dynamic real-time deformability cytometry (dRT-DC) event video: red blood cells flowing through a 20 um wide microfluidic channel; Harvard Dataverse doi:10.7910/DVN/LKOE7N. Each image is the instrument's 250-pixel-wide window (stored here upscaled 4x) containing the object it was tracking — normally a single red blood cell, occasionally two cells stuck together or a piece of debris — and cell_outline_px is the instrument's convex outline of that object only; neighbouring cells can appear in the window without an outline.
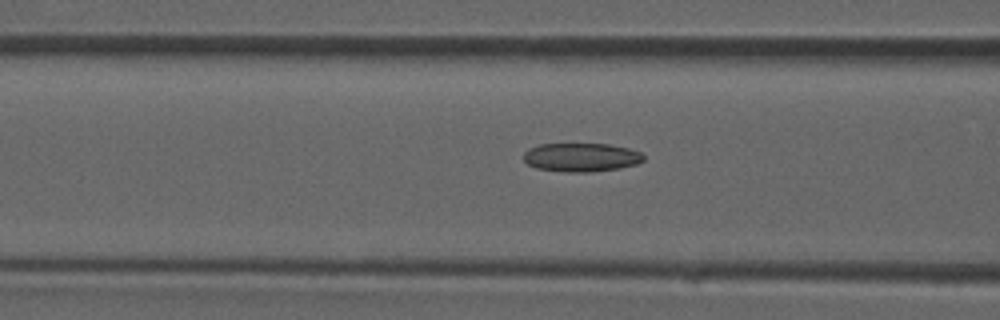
{"species": "common noctule bat (a hibernating species)", "species_latin": "Nyctalus noctula", "temperature_condition": "room temperature", "stored_images_in_passage": 23, "camera_frame_rate_fps": 3000, "um_per_image_px": 0.085, "animal": {"sex": "male", "forearm_length_mm": 52.5}, "frame": {"image": 1, "passage_image": 16, "time_ms": 5.0, "image_size_px": [1000, 320], "cell_outline_px": [[644, 160], [636, 164], [620, 168], [588, 172], [568, 172], [536, 168], [528, 164], [524, 160], [524, 152], [528, 148], [540, 144], [608, 144], [628, 148], [640, 152], [644, 156]], "centroid_in_image_um": [49.39, 13.37], "position_along_channel_um": 117.2, "area_um2": 20.0}}
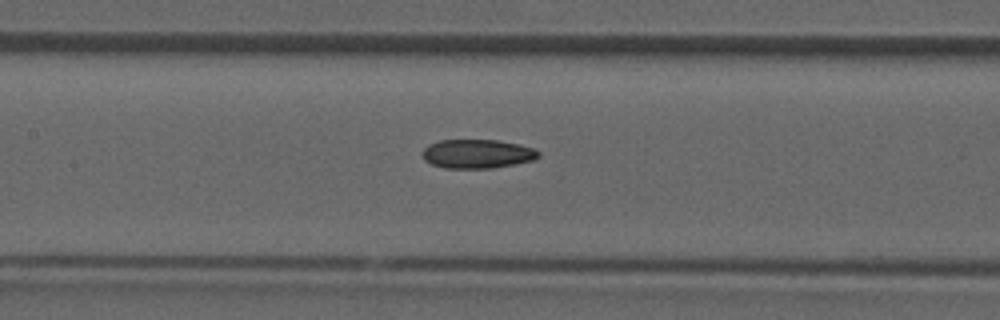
{"frame": {"image": 2, "passage_image": 19, "time_ms": 6.0, "image_size_px": [1000, 320], "cell_outline_px": [[540, 156], [536, 160], [492, 168], [444, 168], [432, 164], [424, 160], [424, 148], [428, 144], [440, 140], [496, 140], [520, 144], [536, 148], [540, 152]], "centroid_in_image_um": [40.62, 13.07], "position_along_channel_um": 166.8, "area_um2": 19.71}}
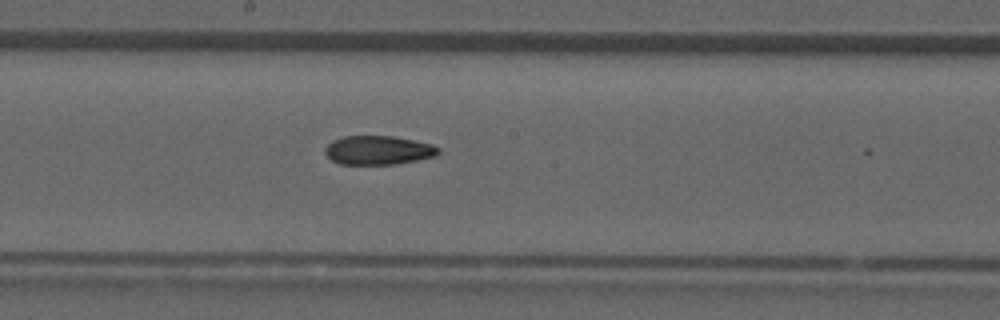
{"frame": {"image": 3, "passage_image": 22, "time_ms": 7.0, "image_size_px": [1000, 320], "cell_outline_px": [[440, 152], [436, 156], [396, 164], [340, 164], [332, 160], [324, 152], [324, 148], [332, 140], [344, 136], [392, 136], [432, 144], [440, 148]], "centroid_in_image_um": [32.14, 12.76], "position_along_channel_um": 216.1, "area_um2": 19.07}}